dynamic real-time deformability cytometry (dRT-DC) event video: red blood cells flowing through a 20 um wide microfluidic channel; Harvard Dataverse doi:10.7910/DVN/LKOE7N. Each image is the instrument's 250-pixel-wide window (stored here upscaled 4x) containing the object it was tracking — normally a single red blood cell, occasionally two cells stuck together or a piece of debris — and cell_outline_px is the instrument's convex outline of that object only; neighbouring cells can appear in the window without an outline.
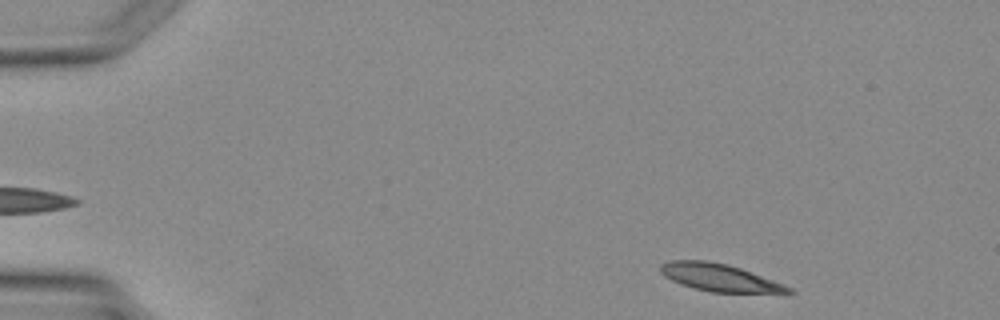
{"species": "Egyptian fruit bat (a non-hibernating species)", "species_latin": "Rousettus aegyptiacus", "temperature_condition": "warm", "stored_images_in_passage": 2, "segment_of_instrument_passage": [2, 2], "camera_frame_rate_fps": 3000, "um_per_image_px": 0.085, "animal": {"sex": "female"}, "frame": {"image": 1, "passage_image": 2, "time_ms": 1.667, "image_size_px": [1000, 320], "cell_outline_px": [[796, 292], [784, 296], [712, 292], [692, 288], [680, 284], [664, 276], [660, 272], [660, 264], [672, 260], [704, 260], [728, 264], [740, 268], [792, 288]], "centroid_in_image_um": [61.29, 23.66], "position_along_channel_um": 23.7, "area_um2": 21.27}}